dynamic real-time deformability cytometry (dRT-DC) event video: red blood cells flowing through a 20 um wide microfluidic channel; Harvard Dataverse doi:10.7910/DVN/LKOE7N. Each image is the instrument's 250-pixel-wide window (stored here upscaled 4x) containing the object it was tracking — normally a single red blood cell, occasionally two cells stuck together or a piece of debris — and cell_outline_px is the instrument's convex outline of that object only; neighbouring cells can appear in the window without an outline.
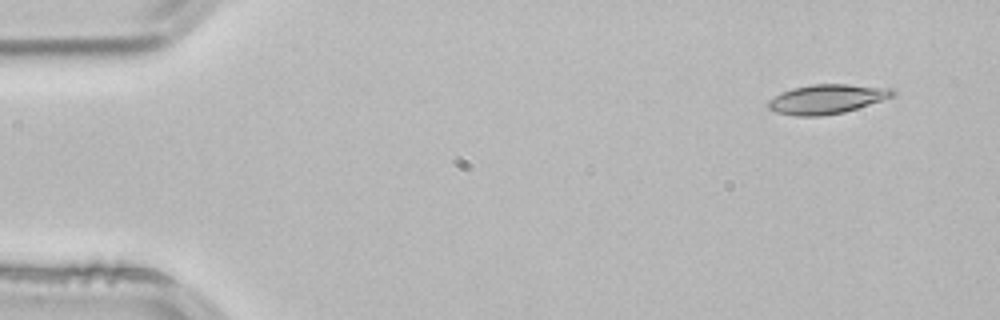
{"species": "common noctule bat (a hibernating species)", "species_latin": "Nyctalus noctula", "temperature_condition": "room temperature", "stored_images_in_passage": 2, "camera_frame_rate_fps": 3000, "um_per_image_px": 0.085, "animal": {"sex": "male", "body_mass_g": 21.5, "forearm_length_mm": 52.0}, "frame": {"image": 1, "passage_image": 1, "time_ms": 0.0, "image_size_px": [1000, 320], "cell_outline_px": [[896, 92], [892, 96], [844, 112], [820, 116], [796, 116], [776, 112], [768, 108], [768, 100], [780, 92], [792, 88], [812, 84], [848, 84], [896, 88]], "centroid_in_image_um": [70.26, 8.41], "position_along_channel_um": 14.7, "area_um2": 21.27}}
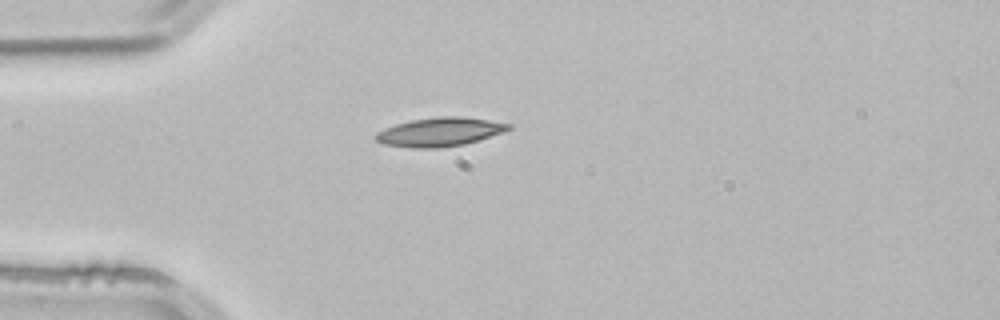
{"frame": {"image": 2, "passage_image": 2, "time_ms": 0.333, "image_size_px": [1000, 320], "cell_outline_px": [[512, 128], [504, 132], [464, 144], [436, 148], [412, 148], [384, 144], [376, 140], [372, 136], [376, 132], [384, 128], [396, 124], [412, 120], [436, 116], [464, 116], [512, 124]], "centroid_in_image_um": [37.36, 11.21], "position_along_channel_um": 47.6, "area_um2": 22.37}}